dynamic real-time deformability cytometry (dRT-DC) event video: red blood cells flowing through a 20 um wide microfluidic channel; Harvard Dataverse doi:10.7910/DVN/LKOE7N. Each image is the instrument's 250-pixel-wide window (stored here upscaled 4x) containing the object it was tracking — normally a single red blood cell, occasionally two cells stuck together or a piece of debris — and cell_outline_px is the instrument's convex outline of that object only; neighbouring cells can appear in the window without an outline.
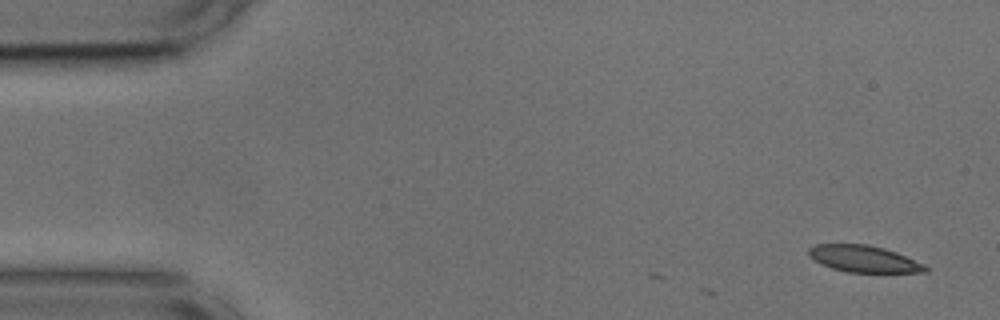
{"species": "common noctule bat (a hibernating species)", "species_latin": "Nyctalus noctula", "temperature_condition": "cold", "stored_images_in_passage": 6, "camera_frame_rate_fps": 3000, "um_per_image_px": 0.085, "animal": {"sex": "male", "body_mass_g": 17.9, "forearm_length_mm": 54.2}, "frame": {"image": 1, "passage_image": 1, "time_ms": 0.0, "image_size_px": [1000, 320], "cell_outline_px": [[928, 272], [848, 272], [832, 268], [820, 264], [812, 260], [808, 256], [808, 248], [812, 244], [868, 244], [884, 248], [896, 252], [924, 264], [928, 268]], "centroid_in_image_um": [73.36, 21.99], "position_along_channel_um": 11.6, "area_um2": 18.26}}